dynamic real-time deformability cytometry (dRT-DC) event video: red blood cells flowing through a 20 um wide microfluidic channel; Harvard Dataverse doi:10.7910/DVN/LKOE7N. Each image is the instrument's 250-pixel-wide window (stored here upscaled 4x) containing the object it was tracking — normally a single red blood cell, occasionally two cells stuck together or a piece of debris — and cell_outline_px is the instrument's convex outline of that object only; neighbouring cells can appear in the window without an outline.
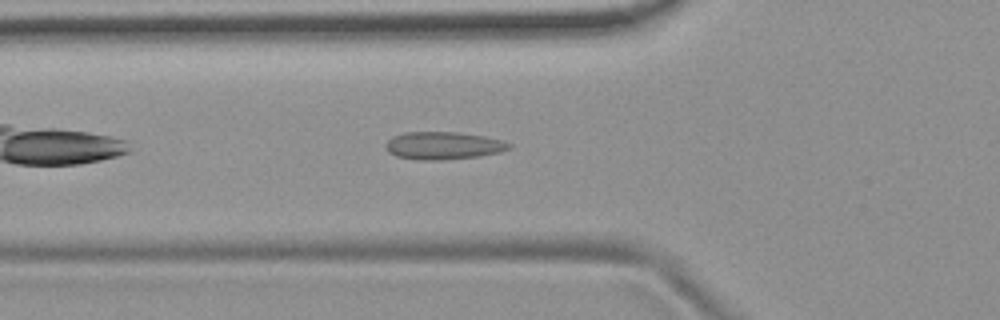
{"species": "common noctule bat (a hibernating species)", "species_latin": "Nyctalus noctula", "temperature_condition": "room temperature", "stored_images_in_passage": 27, "camera_frame_rate_fps": 3000, "um_per_image_px": 0.085, "animal": {"sex": "female", "body_mass_g": 19.9}, "frame": {"image": 1, "passage_image": 4, "time_ms": 1.0, "image_size_px": [1000, 320], "cell_outline_px": [[512, 148], [500, 152], [480, 156], [440, 160], [416, 160], [396, 156], [388, 152], [384, 144], [392, 136], [404, 132], [460, 132], [484, 136], [500, 140], [512, 144]], "centroid_in_image_um": [37.66, 12.37], "position_along_channel_um": 88.1, "area_um2": 20.06}}
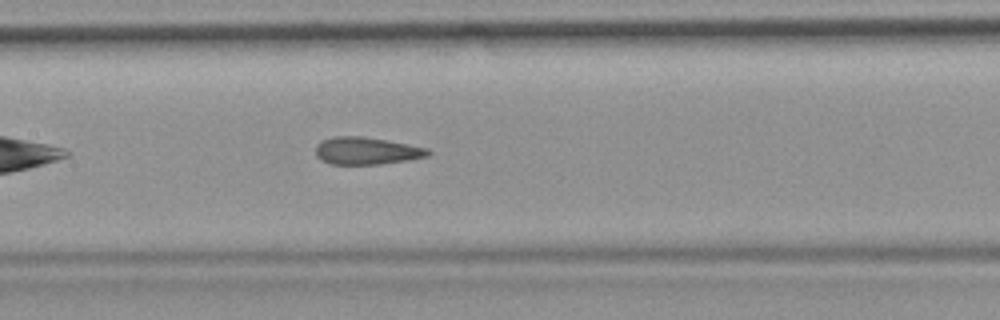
{"frame": {"image": 2, "passage_image": 11, "time_ms": 3.333, "image_size_px": [1000, 320], "cell_outline_px": [[432, 152], [428, 156], [408, 160], [380, 164], [332, 164], [320, 160], [316, 156], [316, 144], [320, 140], [332, 136], [364, 136], [388, 140], [428, 148]], "centroid_in_image_um": [31.14, 12.81], "position_along_channel_um": 176.3, "area_um2": 18.15}}
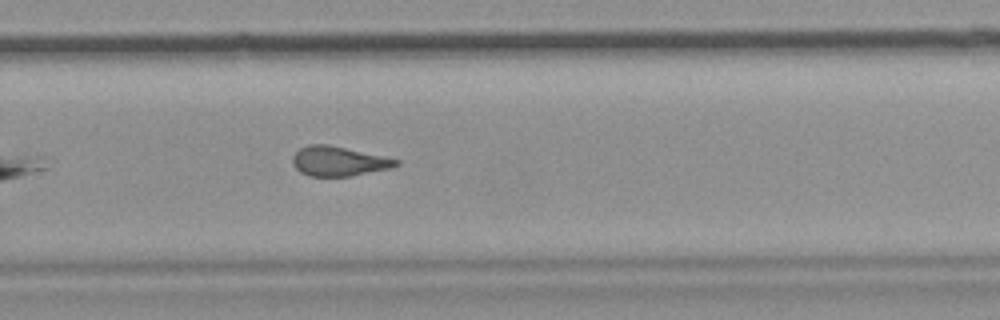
{"frame": {"image": 3, "passage_image": 21, "time_ms": 6.667, "image_size_px": [1000, 320], "cell_outline_px": [[400, 164], [392, 168], [352, 176], [308, 176], [300, 172], [292, 164], [292, 156], [300, 148], [308, 144], [328, 144], [400, 160]], "centroid_in_image_um": [28.77, 13.71], "position_along_channel_um": 301.0, "area_um2": 17.92}, "authors_computed_cell_mechanics": {"area_um2": 18.1492, "velocity_mm_per_s": 3.7659, "shape_relaxation_time_tau1_ms": null, "shape_relaxation_time_tau2_ms": 1.5584, "deformation_change_tau1": null, "deformation_change_tau2": 0.1036}}